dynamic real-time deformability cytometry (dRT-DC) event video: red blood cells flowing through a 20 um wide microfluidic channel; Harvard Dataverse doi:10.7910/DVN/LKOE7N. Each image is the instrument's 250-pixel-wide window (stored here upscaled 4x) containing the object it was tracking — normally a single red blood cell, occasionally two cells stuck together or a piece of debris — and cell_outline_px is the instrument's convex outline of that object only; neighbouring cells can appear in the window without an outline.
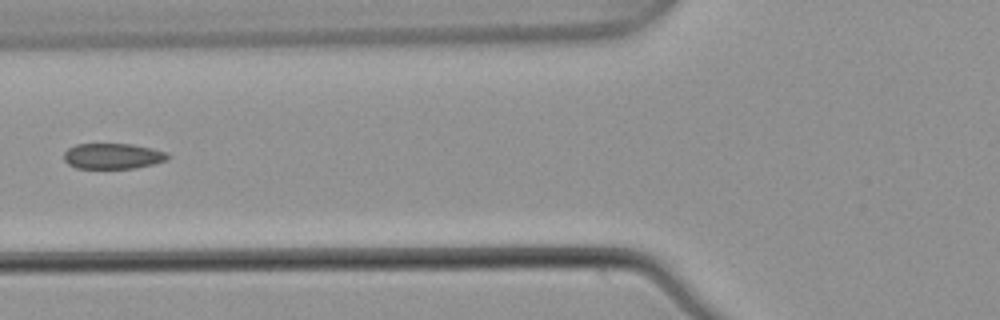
{"species": "common noctule bat (a hibernating species)", "species_latin": "Nyctalus noctula", "temperature_condition": "warm", "stored_images_in_passage": 5, "camera_frame_rate_fps": 3000, "um_per_image_px": 0.085, "animal": {"sex": "male", "body_mass_g": 21.5, "forearm_length_mm": 52.0}, "frame": {"image": 1, "passage_image": 5, "time_ms": 1.333, "image_size_px": [1000, 320], "cell_outline_px": [[172, 156], [164, 160], [152, 164], [136, 168], [76, 168], [68, 164], [64, 160], [64, 152], [68, 148], [76, 144], [132, 144], [152, 148], [168, 152]], "centroid_in_image_um": [9.59, 13.26], "position_along_channel_um": 116.2, "area_um2": 15.55}}